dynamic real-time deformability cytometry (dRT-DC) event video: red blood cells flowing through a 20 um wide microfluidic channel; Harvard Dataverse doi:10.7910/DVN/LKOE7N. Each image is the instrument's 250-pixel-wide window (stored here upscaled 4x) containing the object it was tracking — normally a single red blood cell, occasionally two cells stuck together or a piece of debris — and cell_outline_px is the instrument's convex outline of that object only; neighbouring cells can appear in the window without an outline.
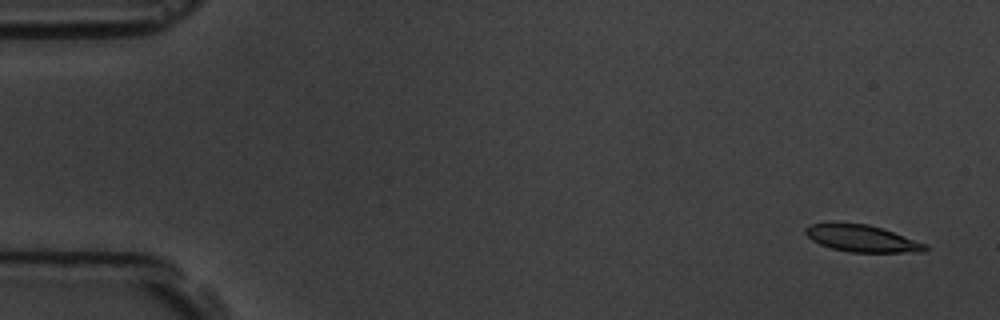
{"species": "common noctule bat (a hibernating species)", "species_latin": "Nyctalus noctula", "temperature_condition": "room temperature", "stored_images_in_passage": 5, "camera_frame_rate_fps": 3000, "um_per_image_px": 0.085, "animal": {"sex": "male", "body_mass_g": 19.5, "forearm_length_mm": 54.6}, "frame": {"image": 1, "passage_image": 1, "time_ms": 0.0, "image_size_px": [1000, 320], "cell_outline_px": [[928, 248], [924, 252], [848, 252], [832, 248], [820, 244], [812, 240], [804, 232], [804, 228], [812, 224], [868, 224], [892, 232], [924, 244]], "centroid_in_image_um": [73.23, 20.29], "position_along_channel_um": 11.8, "area_um2": 18.09}}
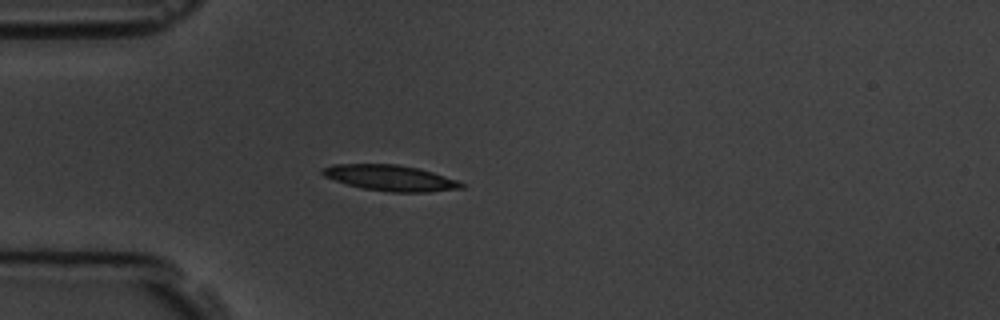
{"frame": {"image": 2, "passage_image": 5, "time_ms": 4.333, "image_size_px": [1000, 320], "cell_outline_px": [[464, 188], [428, 192], [392, 192], [364, 188], [348, 184], [324, 176], [320, 172], [320, 168], [332, 164], [396, 164], [416, 168], [432, 172], [456, 180], [464, 184]], "centroid_in_image_um": [33.15, 15.12], "position_along_channel_um": 51.8, "area_um2": 20.63}}